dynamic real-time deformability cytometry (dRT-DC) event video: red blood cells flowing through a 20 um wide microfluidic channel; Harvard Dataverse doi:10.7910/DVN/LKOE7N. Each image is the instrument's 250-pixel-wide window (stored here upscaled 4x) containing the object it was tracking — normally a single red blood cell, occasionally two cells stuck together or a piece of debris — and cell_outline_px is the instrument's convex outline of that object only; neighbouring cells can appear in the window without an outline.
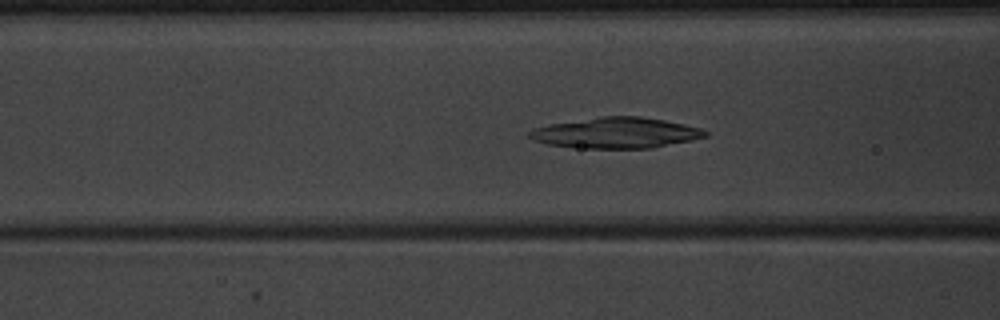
{"species": "common noctule bat (a hibernating species)", "species_latin": "Nyctalus noctula", "temperature_condition": "warm", "stored_images_in_passage": 52, "camera_frame_rate_fps": 3000, "um_per_image_px": 0.085, "animal": {"sex": "male", "body_mass_g": 20.1, "forearm_length_mm": 53.5}, "frame": {"image": 1, "passage_image": 22, "time_ms": 7.0, "image_size_px": [1000, 320], "cell_outline_px": [[708, 136], [692, 140], [652, 148], [572, 148], [548, 144], [536, 140], [528, 136], [528, 132], [532, 128], [548, 124], [600, 116], [640, 116], [664, 120], [684, 124], [700, 128], [708, 132]], "centroid_in_image_um": [52.35, 11.29], "position_along_channel_um": 114.3, "area_um2": 31.62}}
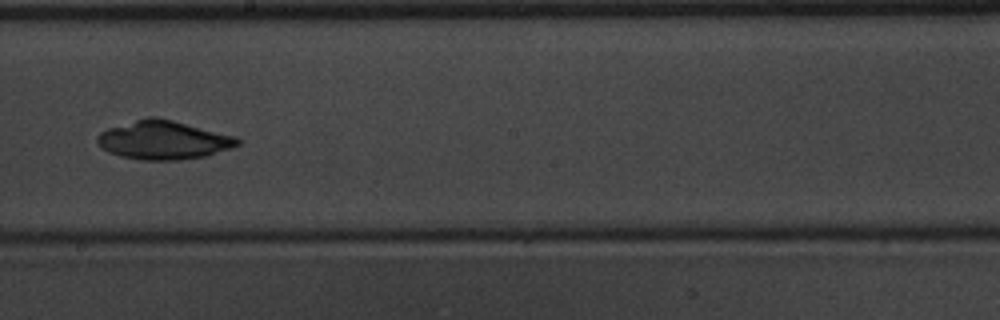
{"frame": {"image": 2, "passage_image": 31, "time_ms": 10.0, "image_size_px": [1000, 320], "cell_outline_px": [[240, 144], [232, 148], [204, 156], [180, 160], [144, 160], [120, 156], [108, 152], [100, 148], [96, 140], [96, 136], [100, 132], [108, 128], [148, 116], [172, 120], [236, 136], [240, 140]], "centroid_in_image_um": [13.87, 11.91], "position_along_channel_um": 234.3, "area_um2": 31.5}}
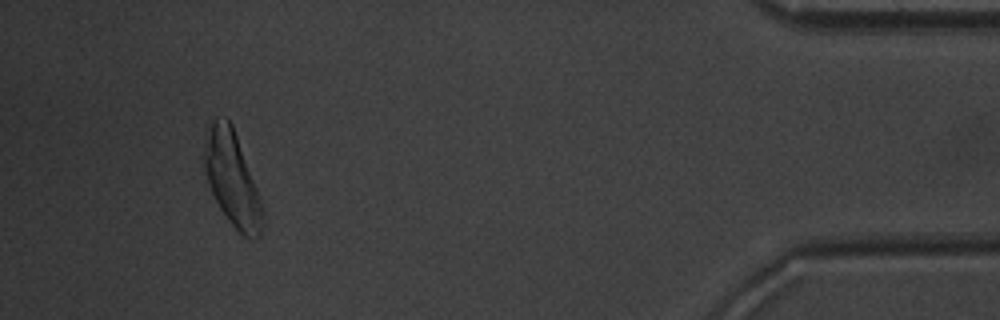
{"frame": {"image": 3, "passage_image": 49, "time_ms": 16.0, "image_size_px": [1000, 320], "cell_outline_px": [[264, 224], [260, 236], [256, 240], [244, 236], [228, 220], [220, 208], [212, 192], [204, 172], [200, 160], [212, 120], [216, 116], [228, 120], [232, 124], [256, 188], [260, 200]], "centroid_in_image_um": [19.7, 15.22], "position_along_channel_um": 415.5, "area_um2": 31.67}}